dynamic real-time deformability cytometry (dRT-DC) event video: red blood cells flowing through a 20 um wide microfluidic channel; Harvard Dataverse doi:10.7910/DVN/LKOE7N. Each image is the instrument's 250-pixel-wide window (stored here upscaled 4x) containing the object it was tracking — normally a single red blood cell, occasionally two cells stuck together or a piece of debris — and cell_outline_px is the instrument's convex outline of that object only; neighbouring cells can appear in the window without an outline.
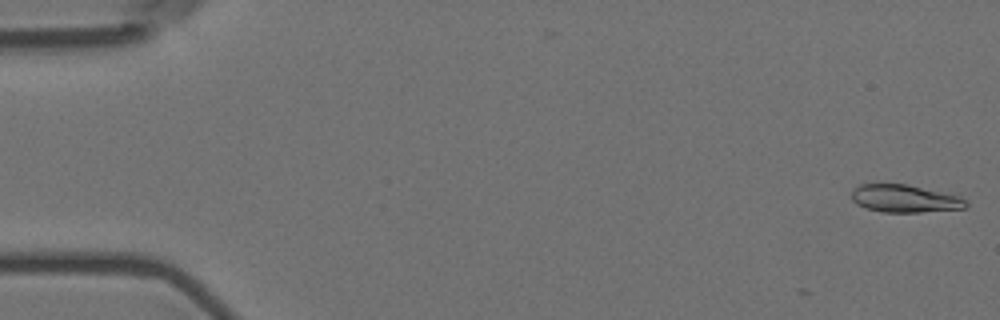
{"species": "Egyptian fruit bat (a non-hibernating species)", "species_latin": "Rousettus aegyptiacus", "temperature_condition": "room temperature", "stored_images_in_passage": 4, "camera_frame_rate_fps": 3000, "um_per_image_px": 0.085, "animal": {"sex": "female"}, "frame": {"image": 1, "passage_image": 1, "time_ms": 0.0, "image_size_px": [1000, 320], "cell_outline_px": [[968, 204], [964, 208], [920, 212], [880, 212], [864, 208], [856, 204], [852, 200], [852, 188], [860, 184], [908, 184], [960, 196]], "centroid_in_image_um": [76.85, 16.88], "position_along_channel_um": 8.2, "area_um2": 18.5}}